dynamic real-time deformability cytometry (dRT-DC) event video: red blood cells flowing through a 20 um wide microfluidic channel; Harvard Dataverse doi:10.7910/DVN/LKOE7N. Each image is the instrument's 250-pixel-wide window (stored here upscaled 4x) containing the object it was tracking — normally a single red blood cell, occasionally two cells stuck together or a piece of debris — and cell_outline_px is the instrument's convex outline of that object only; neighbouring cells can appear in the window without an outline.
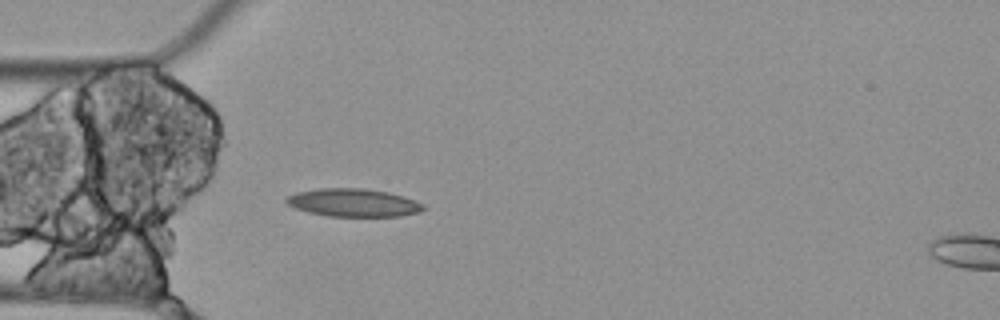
{"species": "Egyptian fruit bat (a non-hibernating species)", "species_latin": "Rousettus aegyptiacus", "temperature_condition": "cold", "stored_images_in_passage": 4, "camera_frame_rate_fps": 3000, "um_per_image_px": 0.085, "animal": {"sex": "female"}, "frame": {"image": 1, "passage_image": 4, "time_ms": 1.0, "image_size_px": [1000, 320], "cell_outline_px": [[424, 208], [420, 212], [400, 216], [328, 216], [308, 212], [296, 208], [288, 204], [284, 200], [288, 196], [296, 192], [320, 188], [360, 188], [388, 192], [424, 204]], "centroid_in_image_um": [30.0, 17.23], "position_along_channel_um": 55.0, "area_um2": 22.08}}